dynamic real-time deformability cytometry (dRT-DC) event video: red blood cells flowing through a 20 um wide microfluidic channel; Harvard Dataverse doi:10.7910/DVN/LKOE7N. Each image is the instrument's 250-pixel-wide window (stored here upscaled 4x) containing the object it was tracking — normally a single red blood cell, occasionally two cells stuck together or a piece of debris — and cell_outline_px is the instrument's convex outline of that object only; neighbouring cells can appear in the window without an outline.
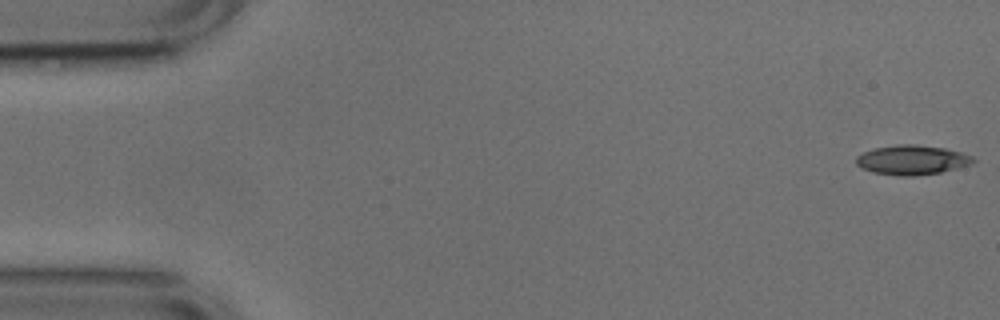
{"species": "common noctule bat (a hibernating species)", "species_latin": "Nyctalus noctula", "temperature_condition": "cold", "stored_images_in_passage": 52, "camera_frame_rate_fps": 3000, "um_per_image_px": 0.085, "animal": {"sex": "male", "body_mass_g": 17.9, "forearm_length_mm": 54.2}, "frame": {"image": 1, "passage_image": 1, "time_ms": 0.0, "image_size_px": [1000, 320], "cell_outline_px": [[976, 160], [972, 164], [940, 172], [912, 176], [900, 176], [872, 172], [860, 168], [856, 164], [856, 156], [864, 152], [876, 148], [900, 144], [912, 144], [944, 148], [960, 152], [972, 156]], "centroid_in_image_um": [77.5, 13.6], "position_along_channel_um": 7.5, "area_um2": 20.0}}
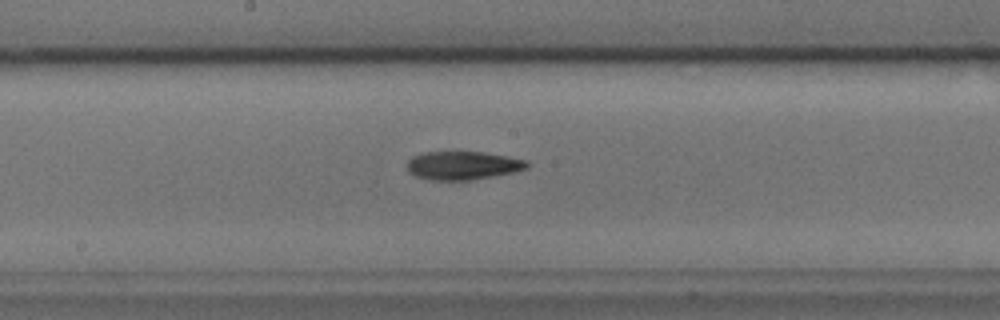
{"frame": {"image": 2, "passage_image": 27, "time_ms": 8.667, "image_size_px": [1000, 320], "cell_outline_px": [[528, 168], [512, 172], [492, 176], [468, 180], [428, 180], [416, 176], [408, 172], [408, 160], [412, 156], [424, 152], [484, 152], [508, 156], [528, 160]], "centroid_in_image_um": [39.33, 14.06], "position_along_channel_um": 208.9, "area_um2": 19.83}}
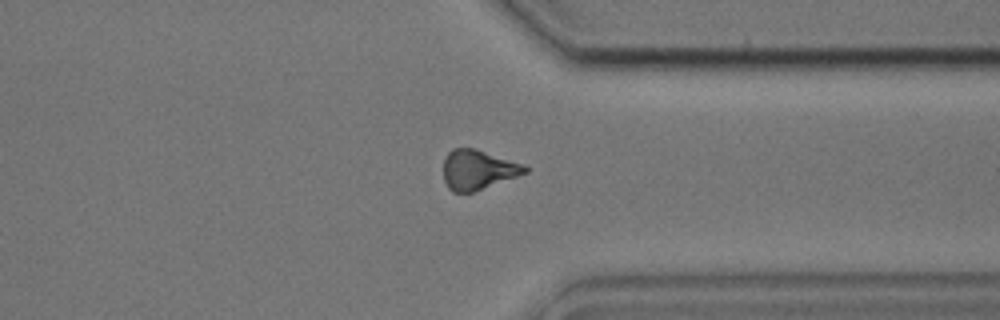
{"frame": {"image": 3, "passage_image": 40, "time_ms": 13.0, "image_size_px": [1000, 320], "cell_outline_px": [[528, 172], [472, 192], [452, 192], [448, 188], [444, 180], [444, 160], [448, 152], [452, 148], [472, 148], [524, 164], [528, 168]], "centroid_in_image_um": [40.6, 14.43], "position_along_channel_um": 370.8, "area_um2": 18.55}, "authors_computed_cell_mechanics": {"area_um2": 19.4208, "velocity_mm_per_s": 3.7861, "shape_relaxation_time_tau1_ms": 7.0423, "shape_relaxation_time_tau2_ms": 5.0108, "deformation_change_tau1": 0.1811, "deformation_change_tau2": 0.153}}